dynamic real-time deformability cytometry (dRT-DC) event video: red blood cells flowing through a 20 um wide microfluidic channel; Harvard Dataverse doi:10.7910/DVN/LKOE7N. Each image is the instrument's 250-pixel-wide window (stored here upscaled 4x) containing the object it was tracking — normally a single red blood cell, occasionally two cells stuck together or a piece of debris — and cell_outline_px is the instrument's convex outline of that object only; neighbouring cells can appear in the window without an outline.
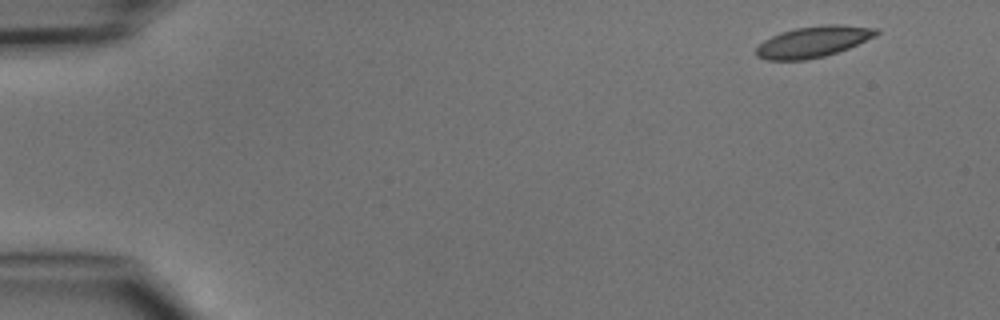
{"species": "common noctule bat (a hibernating species)", "species_latin": "Nyctalus noctula", "temperature_condition": "cold", "stored_images_in_passage": 5, "segment_of_instrument_passage": [2, 2], "camera_frame_rate_fps": 3000, "um_per_image_px": 0.085, "animal": {"sex": "male", "body_mass_g": 15.6}, "frame": {"image": 1, "passage_image": 5, "time_ms": 5.333, "image_size_px": [1000, 320], "cell_outline_px": [[880, 32], [876, 36], [848, 48], [824, 56], [804, 60], [768, 60], [756, 56], [756, 48], [764, 40], [780, 32], [796, 28], [824, 24], [840, 24], [880, 28]], "centroid_in_image_um": [69.15, 3.53], "position_along_channel_um": 15.9, "area_um2": 21.79}}